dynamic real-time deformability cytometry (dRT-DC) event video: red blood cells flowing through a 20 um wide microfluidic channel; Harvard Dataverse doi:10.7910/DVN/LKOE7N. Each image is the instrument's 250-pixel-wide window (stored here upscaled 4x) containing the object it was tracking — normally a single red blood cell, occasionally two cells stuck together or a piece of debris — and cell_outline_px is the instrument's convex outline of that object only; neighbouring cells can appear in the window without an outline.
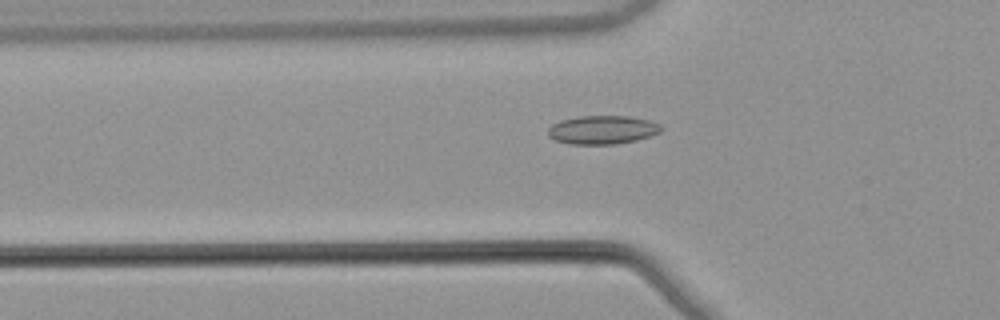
{"species": "common noctule bat (a hibernating species)", "species_latin": "Nyctalus noctula", "temperature_condition": "warm", "stored_images_in_passage": 37, "camera_frame_rate_fps": 3000, "um_per_image_px": 0.085, "animal": {"sex": "male", "body_mass_g": 21.5, "forearm_length_mm": 52.0}, "frame": {"image": 1, "passage_image": 2, "time_ms": 0.333, "image_size_px": [1000, 320], "cell_outline_px": [[664, 128], [660, 132], [636, 140], [616, 144], [568, 144], [556, 140], [548, 136], [548, 128], [552, 124], [560, 120], [580, 116], [628, 116], [648, 120], [660, 124]], "centroid_in_image_um": [51.19, 11.03], "position_along_channel_um": 74.6, "area_um2": 18.84}}
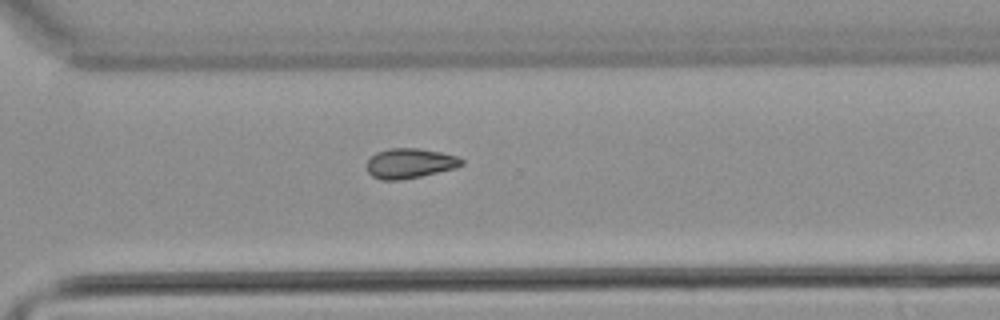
{"frame": {"image": 2, "passage_image": 22, "time_ms": 7.0, "image_size_px": [1000, 320], "cell_outline_px": [[464, 164], [456, 168], [420, 176], [400, 180], [380, 180], [372, 176], [368, 172], [368, 160], [376, 152], [388, 148], [416, 148], [440, 152], [456, 156], [464, 160]], "centroid_in_image_um": [34.84, 13.88], "position_along_channel_um": 335.8, "area_um2": 16.47}}
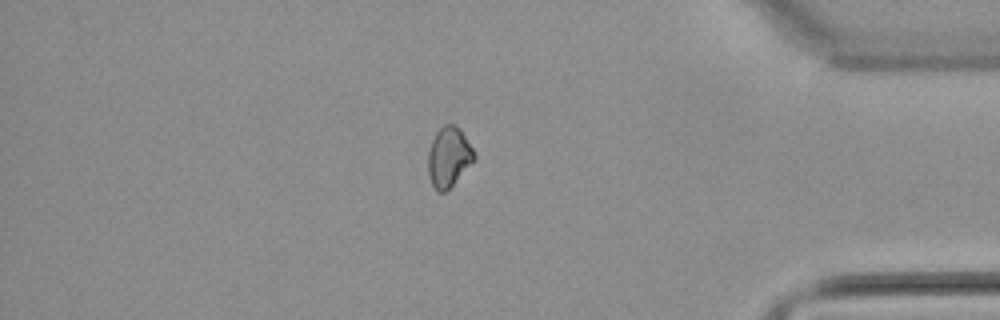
{"frame": {"image": 3, "passage_image": 29, "time_ms": 9.333, "image_size_px": [1000, 320], "cell_outline_px": [[476, 156], [452, 184], [444, 192], [436, 192], [432, 184], [428, 172], [428, 152], [432, 140], [436, 132], [444, 124], [452, 124], [460, 128], [472, 148]], "centroid_in_image_um": [38.11, 13.32], "position_along_channel_um": 397.1, "area_um2": 15.66}}